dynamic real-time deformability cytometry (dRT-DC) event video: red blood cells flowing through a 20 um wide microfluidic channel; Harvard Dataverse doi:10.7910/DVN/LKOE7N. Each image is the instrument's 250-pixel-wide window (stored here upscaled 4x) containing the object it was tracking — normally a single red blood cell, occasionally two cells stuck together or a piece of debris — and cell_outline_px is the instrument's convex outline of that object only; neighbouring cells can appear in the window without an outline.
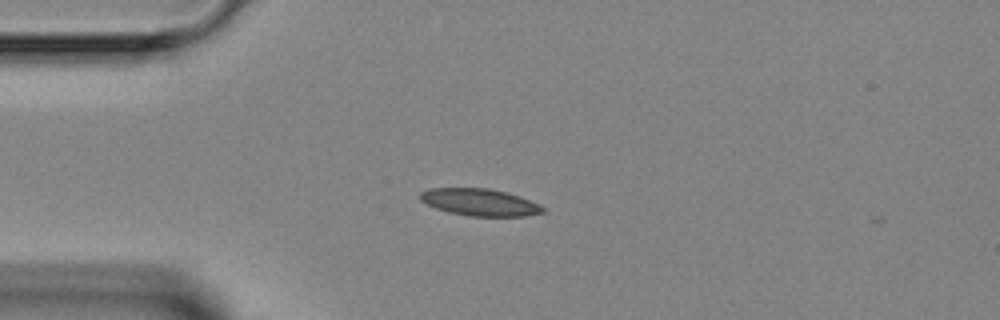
{"species": "Egyptian fruit bat (a non-hibernating species)", "species_latin": "Rousettus aegyptiacus", "temperature_condition": "room temperature", "stored_images_in_passage": 1, "camera_frame_rate_fps": 3000, "um_per_image_px": 0.085, "animal": {"sex": "female"}, "frame": {"image": 1, "passage_image": 1, "time_ms": 0.0, "image_size_px": [1000, 320], "cell_outline_px": [[544, 212], [524, 216], [468, 216], [448, 212], [436, 208], [420, 200], [420, 192], [428, 188], [488, 188], [508, 192], [520, 196], [540, 204], [544, 208]], "centroid_in_image_um": [40.78, 17.18], "position_along_channel_um": 44.2, "area_um2": 19.42}}